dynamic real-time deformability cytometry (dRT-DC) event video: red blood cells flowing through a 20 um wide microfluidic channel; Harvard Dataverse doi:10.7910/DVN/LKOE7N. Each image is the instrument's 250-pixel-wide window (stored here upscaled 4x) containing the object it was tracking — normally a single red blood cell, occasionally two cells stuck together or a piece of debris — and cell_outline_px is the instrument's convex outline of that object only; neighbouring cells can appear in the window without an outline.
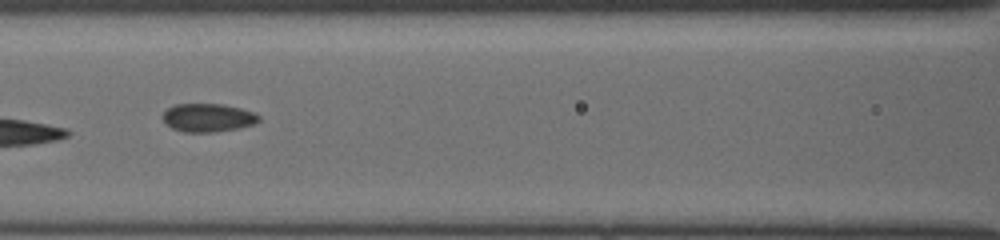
{"species": "common noctule bat (a hibernating species)", "species_latin": "Nyctalus noctula", "temperature_condition": "cold", "stored_images_in_passage": 15, "camera_frame_rate_fps": 3000, "um_per_image_px": 0.085, "animal": {"sex": "female", "body_mass_g": 19.5, "forearm_length_mm": 54.1}, "frame": {"image": 1, "passage_image": 7, "time_ms": 6.667, "image_size_px": [1000, 240], "cell_outline_px": [[260, 120], [256, 124], [240, 128], [216, 132], [184, 132], [172, 128], [164, 120], [164, 112], [168, 108], [176, 104], [220, 104], [240, 108], [256, 112], [260, 116]], "centroid_in_image_um": [17.75, 10.01], "position_along_channel_um": 148.9, "area_um2": 15.9}}
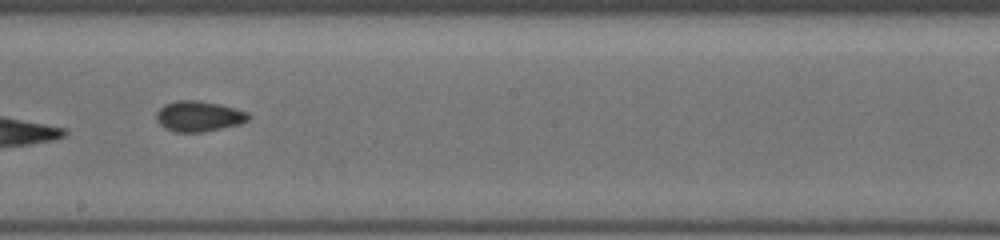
{"frame": {"image": 2, "passage_image": 9, "time_ms": 8.667, "image_size_px": [1000, 240], "cell_outline_px": [[252, 116], [248, 120], [240, 124], [204, 132], [176, 132], [164, 128], [156, 120], [156, 112], [164, 104], [176, 100], [196, 100], [220, 104], [236, 108], [248, 112]], "centroid_in_image_um": [16.9, 9.88], "position_along_channel_um": 231.3, "area_um2": 16.59}}
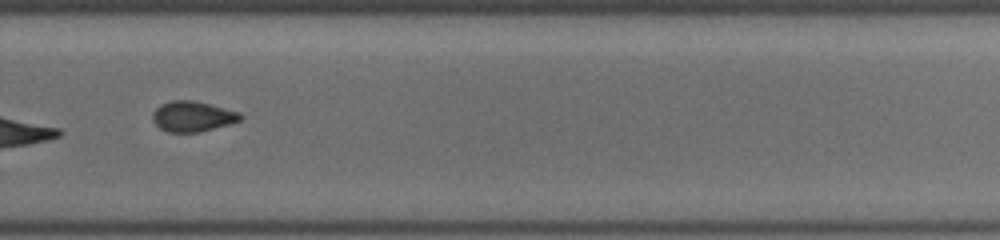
{"frame": {"image": 3, "passage_image": 11, "time_ms": 10.667, "image_size_px": [1000, 240], "cell_outline_px": [[244, 116], [240, 120], [228, 124], [200, 132], [168, 132], [160, 128], [152, 120], [152, 112], [160, 104], [172, 100], [192, 100], [240, 112]], "centroid_in_image_um": [16.34, 9.89], "position_along_channel_um": 313.5, "area_um2": 15.49}}